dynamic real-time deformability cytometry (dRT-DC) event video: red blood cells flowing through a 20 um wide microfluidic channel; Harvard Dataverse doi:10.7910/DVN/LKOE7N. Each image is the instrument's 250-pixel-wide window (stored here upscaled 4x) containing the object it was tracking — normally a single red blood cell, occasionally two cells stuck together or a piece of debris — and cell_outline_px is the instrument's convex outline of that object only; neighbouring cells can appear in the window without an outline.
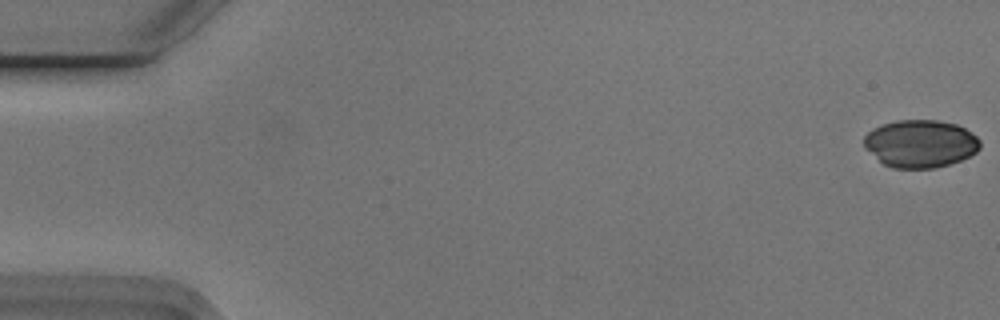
{"species": "Egyptian fruit bat (a non-hibernating species)", "species_latin": "Rousettus aegyptiacus", "temperature_condition": "cold", "stored_images_in_passage": 6, "camera_frame_rate_fps": 3000, "um_per_image_px": 0.085, "animal": {"sex": "male"}, "frame": {"image": 1, "passage_image": 1, "time_ms": 0.0, "image_size_px": [1000, 320], "cell_outline_px": [[980, 148], [976, 152], [960, 160], [936, 168], [892, 168], [884, 164], [864, 148], [864, 136], [872, 128], [896, 120], [936, 120], [956, 124], [972, 132], [980, 140]], "centroid_in_image_um": [78.22, 12.21], "position_along_channel_um": 6.8, "area_um2": 32.25}}